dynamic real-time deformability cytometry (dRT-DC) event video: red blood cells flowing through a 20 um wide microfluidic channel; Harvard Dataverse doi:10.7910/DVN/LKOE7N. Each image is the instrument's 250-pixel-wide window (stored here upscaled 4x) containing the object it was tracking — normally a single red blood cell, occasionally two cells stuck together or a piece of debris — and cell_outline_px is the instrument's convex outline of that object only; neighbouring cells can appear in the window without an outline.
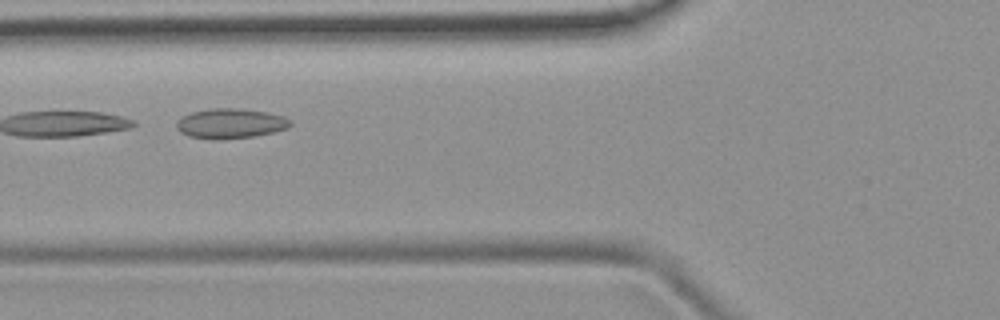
{"species": "common noctule bat (a hibernating species)", "species_latin": "Nyctalus noctula", "temperature_condition": "room temperature", "stored_images_in_passage": 7, "camera_frame_rate_fps": 3000, "um_per_image_px": 0.085, "animal": {"sex": "female", "body_mass_g": 19.9}, "frame": {"image": 1, "passage_image": 5, "time_ms": 4.667, "image_size_px": [1000, 320], "cell_outline_px": [[292, 124], [288, 128], [272, 132], [252, 136], [188, 136], [180, 132], [176, 128], [176, 120], [192, 112], [212, 108], [240, 108], [268, 112], [284, 116], [292, 120]], "centroid_in_image_um": [19.64, 10.43], "position_along_channel_um": 106.2, "area_um2": 19.02}}
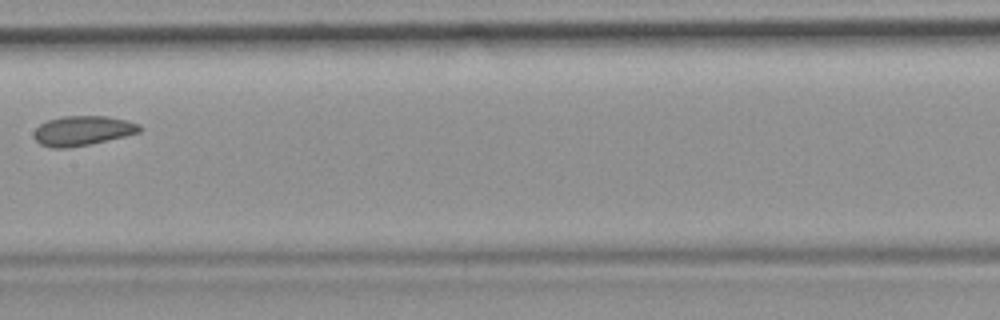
{"frame": {"image": 2, "passage_image": 7, "time_ms": 7.0, "image_size_px": [1000, 320], "cell_outline_px": [[144, 128], [140, 132], [124, 136], [88, 144], [68, 148], [52, 148], [40, 144], [32, 136], [32, 132], [40, 124], [48, 120], [60, 116], [108, 116], [128, 120], [140, 124]], "centroid_in_image_um": [7.01, 11.1], "position_along_channel_um": 200.4, "area_um2": 18.44}}